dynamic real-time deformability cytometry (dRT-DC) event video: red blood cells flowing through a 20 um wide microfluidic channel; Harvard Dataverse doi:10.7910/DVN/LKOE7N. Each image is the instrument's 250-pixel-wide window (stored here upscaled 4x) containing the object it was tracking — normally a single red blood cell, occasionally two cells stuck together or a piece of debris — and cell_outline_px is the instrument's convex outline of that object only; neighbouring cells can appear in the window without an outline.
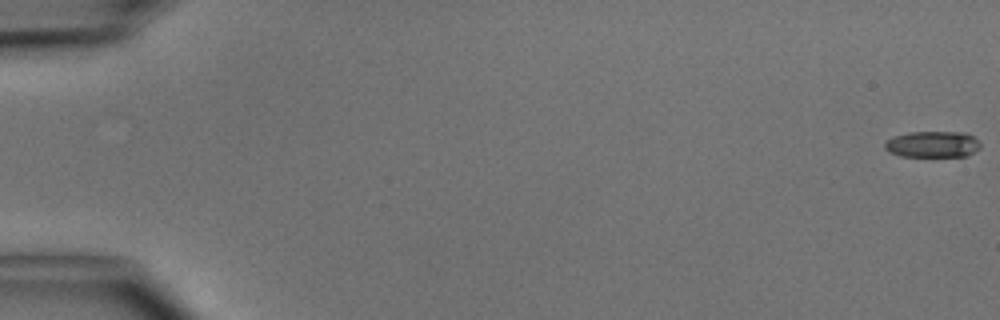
{"species": "common noctule bat (a hibernating species)", "species_latin": "Nyctalus noctula", "temperature_condition": "cold", "stored_images_in_passage": 50, "camera_frame_rate_fps": 3000, "um_per_image_px": 0.085, "animal": {"sex": "male", "body_mass_g": 15.6}, "frame": {"image": 1, "passage_image": 1, "time_ms": 0.0, "image_size_px": [1000, 320], "cell_outline_px": [[980, 148], [964, 156], [900, 156], [888, 152], [884, 148], [884, 144], [892, 136], [908, 132], [968, 132], [980, 144]], "centroid_in_image_um": [79.23, 12.25], "position_along_channel_um": 5.8, "area_um2": 14.62}}
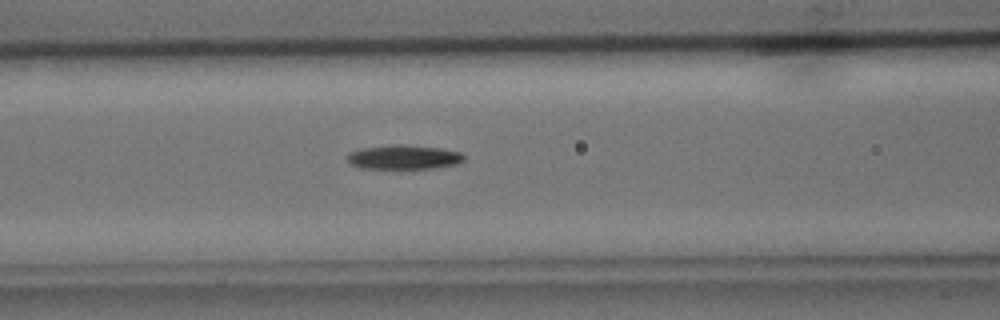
{"frame": {"image": 2, "passage_image": 22, "time_ms": 7.0, "image_size_px": [1000, 320], "cell_outline_px": [[464, 160], [456, 164], [432, 168], [360, 168], [348, 164], [348, 152], [364, 148], [388, 144], [408, 144], [440, 148], [460, 152], [464, 156]], "centroid_in_image_um": [34.29, 13.34], "position_along_channel_um": 132.3, "area_um2": 16.59}}
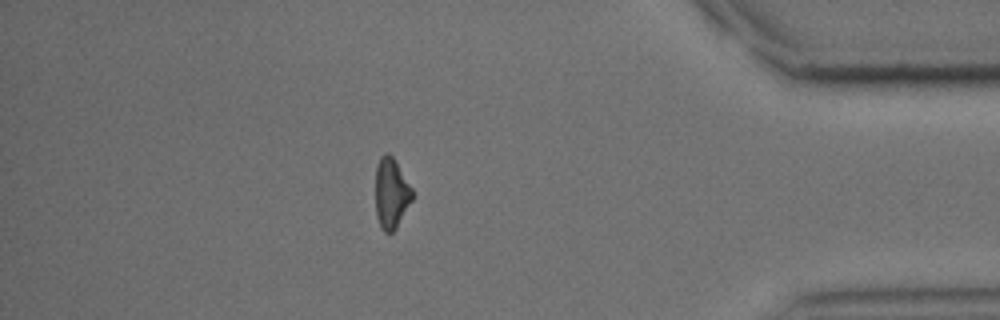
{"frame": {"image": 3, "passage_image": 44, "time_ms": 14.333, "image_size_px": [1000, 320], "cell_outline_px": [[412, 200], [396, 228], [392, 232], [384, 232], [380, 228], [376, 216], [376, 164], [380, 156], [384, 152], [388, 152], [392, 156], [412, 188]], "centroid_in_image_um": [33.23, 16.42], "position_along_channel_um": 402.0, "area_um2": 15.09}, "authors_computed_cell_mechanics": {"area_um2": 16.0684, "velocity_mm_per_s": 4.144, "shape_relaxation_time_tau1_ms": 2.6728, "shape_relaxation_time_tau2_ms": null, "deformation_change_tau1": 0.1403, "deformation_change_tau2": null}}